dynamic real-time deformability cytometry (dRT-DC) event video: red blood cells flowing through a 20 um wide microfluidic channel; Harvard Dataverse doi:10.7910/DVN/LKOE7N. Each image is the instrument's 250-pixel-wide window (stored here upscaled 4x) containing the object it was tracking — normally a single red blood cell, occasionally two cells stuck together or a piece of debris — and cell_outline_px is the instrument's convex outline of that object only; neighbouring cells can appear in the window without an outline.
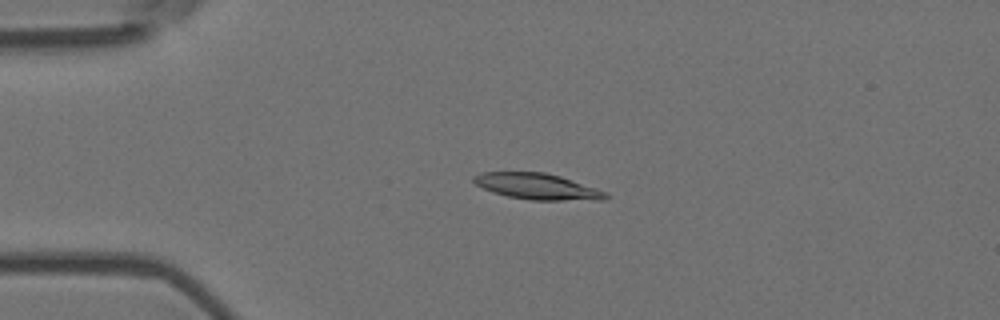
{"species": "Egyptian fruit bat (a non-hibernating species)", "species_latin": "Rousettus aegyptiacus", "temperature_condition": "room temperature", "stored_images_in_passage": 54, "camera_frame_rate_fps": 3000, "um_per_image_px": 0.085, "animal": {"sex": "female"}, "frame": {"image": 1, "passage_image": 12, "time_ms": 3.667, "image_size_px": [1000, 320], "cell_outline_px": [[608, 200], [532, 200], [508, 196], [492, 192], [476, 184], [472, 180], [472, 176], [480, 172], [544, 172], [560, 176], [608, 192]], "centroid_in_image_um": [45.68, 15.85], "position_along_channel_um": 39.3, "area_um2": 20.06}}
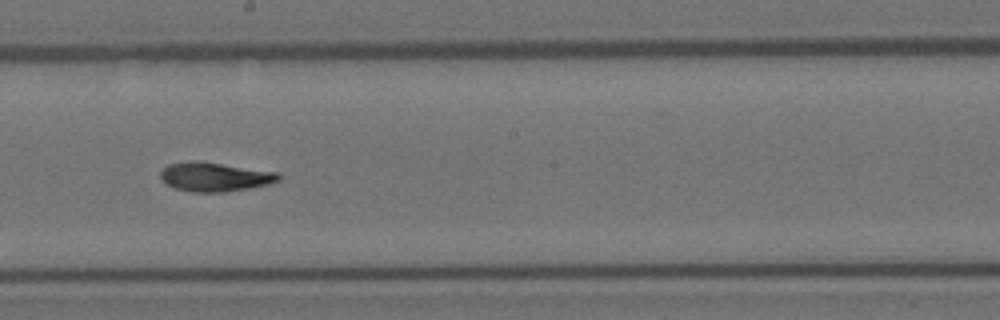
{"frame": {"image": 2, "passage_image": 30, "time_ms": 9.667, "image_size_px": [1000, 320], "cell_outline_px": [[280, 180], [268, 184], [248, 188], [224, 192], [192, 192], [176, 188], [160, 180], [160, 172], [168, 164], [188, 160], [196, 160], [280, 172]], "centroid_in_image_um": [18.25, 15.02], "position_along_channel_um": 230.0, "area_um2": 20.11}}
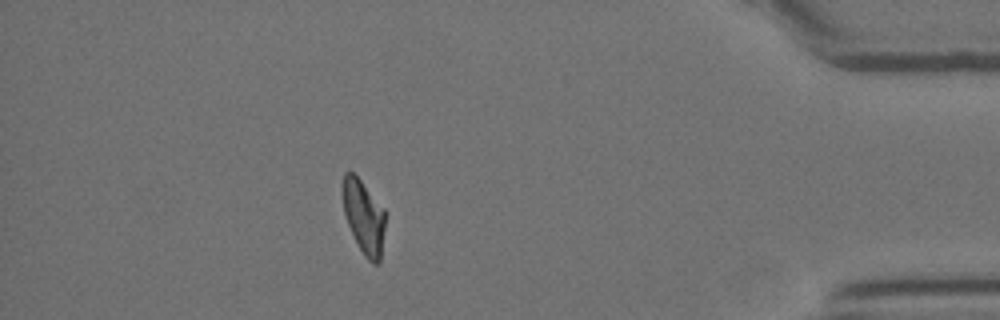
{"frame": {"image": 3, "passage_image": 48, "time_ms": 15.667, "image_size_px": [1000, 320], "cell_outline_px": [[384, 228], [380, 260], [376, 264], [372, 264], [364, 256], [348, 224], [344, 212], [340, 192], [340, 184], [344, 172], [352, 172], [360, 180], [384, 208]], "centroid_in_image_um": [30.87, 18.38], "position_along_channel_um": 404.3, "area_um2": 18.26}, "authors_computed_cell_mechanics": {"area_um2": 19.6231, "velocity_mm_per_s": 3.6656, "shape_relaxation_time_tau1_ms": 8.5069, "shape_relaxation_time_tau2_ms": 3.5291, "deformation_change_tau1": 0.2299, "deformation_change_tau2": 0.0962}}